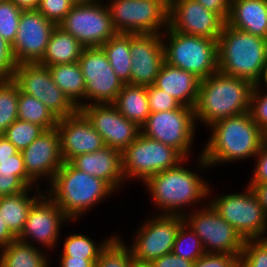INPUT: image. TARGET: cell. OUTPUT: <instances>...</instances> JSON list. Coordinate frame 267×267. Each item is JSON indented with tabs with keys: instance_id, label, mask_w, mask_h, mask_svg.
<instances>
[{
	"instance_id": "cell-1",
	"label": "cell",
	"mask_w": 267,
	"mask_h": 267,
	"mask_svg": "<svg viewBox=\"0 0 267 267\" xmlns=\"http://www.w3.org/2000/svg\"><path fill=\"white\" fill-rule=\"evenodd\" d=\"M209 127L211 136L198 159L201 169L254 158L267 137L253 121L250 111L218 120Z\"/></svg>"
},
{
	"instance_id": "cell-2",
	"label": "cell",
	"mask_w": 267,
	"mask_h": 267,
	"mask_svg": "<svg viewBox=\"0 0 267 267\" xmlns=\"http://www.w3.org/2000/svg\"><path fill=\"white\" fill-rule=\"evenodd\" d=\"M254 85L220 71L200 80L194 107L195 121L208 127L218 120L250 111Z\"/></svg>"
},
{
	"instance_id": "cell-3",
	"label": "cell",
	"mask_w": 267,
	"mask_h": 267,
	"mask_svg": "<svg viewBox=\"0 0 267 267\" xmlns=\"http://www.w3.org/2000/svg\"><path fill=\"white\" fill-rule=\"evenodd\" d=\"M218 71L262 84L267 70V39L225 23L217 40Z\"/></svg>"
},
{
	"instance_id": "cell-4",
	"label": "cell",
	"mask_w": 267,
	"mask_h": 267,
	"mask_svg": "<svg viewBox=\"0 0 267 267\" xmlns=\"http://www.w3.org/2000/svg\"><path fill=\"white\" fill-rule=\"evenodd\" d=\"M177 166L158 172L144 182L161 215L184 216L183 209L200 203L210 194V185L195 171ZM195 202V203H194ZM188 205V206H187ZM164 209V210H163ZM182 210V211H181Z\"/></svg>"
},
{
	"instance_id": "cell-5",
	"label": "cell",
	"mask_w": 267,
	"mask_h": 267,
	"mask_svg": "<svg viewBox=\"0 0 267 267\" xmlns=\"http://www.w3.org/2000/svg\"><path fill=\"white\" fill-rule=\"evenodd\" d=\"M49 186L45 193L72 222L114 192L104 180L76 169L69 162L62 164Z\"/></svg>"
},
{
	"instance_id": "cell-6",
	"label": "cell",
	"mask_w": 267,
	"mask_h": 267,
	"mask_svg": "<svg viewBox=\"0 0 267 267\" xmlns=\"http://www.w3.org/2000/svg\"><path fill=\"white\" fill-rule=\"evenodd\" d=\"M162 33L165 62L187 72L200 80L218 71L217 40L175 32L169 27Z\"/></svg>"
},
{
	"instance_id": "cell-7",
	"label": "cell",
	"mask_w": 267,
	"mask_h": 267,
	"mask_svg": "<svg viewBox=\"0 0 267 267\" xmlns=\"http://www.w3.org/2000/svg\"><path fill=\"white\" fill-rule=\"evenodd\" d=\"M109 1L108 9L117 33L165 34L163 29L168 27V0Z\"/></svg>"
},
{
	"instance_id": "cell-8",
	"label": "cell",
	"mask_w": 267,
	"mask_h": 267,
	"mask_svg": "<svg viewBox=\"0 0 267 267\" xmlns=\"http://www.w3.org/2000/svg\"><path fill=\"white\" fill-rule=\"evenodd\" d=\"M188 159L175 148L140 132L138 137L122 152L125 182L133 178L144 182L150 176L175 167L181 162L185 163Z\"/></svg>"
},
{
	"instance_id": "cell-9",
	"label": "cell",
	"mask_w": 267,
	"mask_h": 267,
	"mask_svg": "<svg viewBox=\"0 0 267 267\" xmlns=\"http://www.w3.org/2000/svg\"><path fill=\"white\" fill-rule=\"evenodd\" d=\"M209 204L244 240L260 239L267 234V214L253 189L247 185L245 192L221 195L210 199Z\"/></svg>"
},
{
	"instance_id": "cell-10",
	"label": "cell",
	"mask_w": 267,
	"mask_h": 267,
	"mask_svg": "<svg viewBox=\"0 0 267 267\" xmlns=\"http://www.w3.org/2000/svg\"><path fill=\"white\" fill-rule=\"evenodd\" d=\"M57 26L73 35L84 47H100L117 34L108 5L100 0L74 4Z\"/></svg>"
},
{
	"instance_id": "cell-11",
	"label": "cell",
	"mask_w": 267,
	"mask_h": 267,
	"mask_svg": "<svg viewBox=\"0 0 267 267\" xmlns=\"http://www.w3.org/2000/svg\"><path fill=\"white\" fill-rule=\"evenodd\" d=\"M204 207L185 211L184 221L199 236L205 253L239 255L245 240L208 202Z\"/></svg>"
},
{
	"instance_id": "cell-12",
	"label": "cell",
	"mask_w": 267,
	"mask_h": 267,
	"mask_svg": "<svg viewBox=\"0 0 267 267\" xmlns=\"http://www.w3.org/2000/svg\"><path fill=\"white\" fill-rule=\"evenodd\" d=\"M196 121L194 108L181 106L178 109L150 113L141 133L178 150L188 158L193 146Z\"/></svg>"
},
{
	"instance_id": "cell-13",
	"label": "cell",
	"mask_w": 267,
	"mask_h": 267,
	"mask_svg": "<svg viewBox=\"0 0 267 267\" xmlns=\"http://www.w3.org/2000/svg\"><path fill=\"white\" fill-rule=\"evenodd\" d=\"M78 63L86 83L84 99L91 100L82 106L114 103L124 83L113 71L102 48L85 47Z\"/></svg>"
},
{
	"instance_id": "cell-14",
	"label": "cell",
	"mask_w": 267,
	"mask_h": 267,
	"mask_svg": "<svg viewBox=\"0 0 267 267\" xmlns=\"http://www.w3.org/2000/svg\"><path fill=\"white\" fill-rule=\"evenodd\" d=\"M13 81L19 91L39 99L58 118L74 114L78 108L54 83L48 67L37 63L17 64Z\"/></svg>"
},
{
	"instance_id": "cell-15",
	"label": "cell",
	"mask_w": 267,
	"mask_h": 267,
	"mask_svg": "<svg viewBox=\"0 0 267 267\" xmlns=\"http://www.w3.org/2000/svg\"><path fill=\"white\" fill-rule=\"evenodd\" d=\"M184 216L160 215L144 220L137 229L130 249L134 261L151 263L153 260L171 253Z\"/></svg>"
},
{
	"instance_id": "cell-16",
	"label": "cell",
	"mask_w": 267,
	"mask_h": 267,
	"mask_svg": "<svg viewBox=\"0 0 267 267\" xmlns=\"http://www.w3.org/2000/svg\"><path fill=\"white\" fill-rule=\"evenodd\" d=\"M225 23L195 0L169 1L168 27L175 32L218 40Z\"/></svg>"
},
{
	"instance_id": "cell-17",
	"label": "cell",
	"mask_w": 267,
	"mask_h": 267,
	"mask_svg": "<svg viewBox=\"0 0 267 267\" xmlns=\"http://www.w3.org/2000/svg\"><path fill=\"white\" fill-rule=\"evenodd\" d=\"M56 26L38 10H23L15 41L11 45L16 63H38Z\"/></svg>"
},
{
	"instance_id": "cell-18",
	"label": "cell",
	"mask_w": 267,
	"mask_h": 267,
	"mask_svg": "<svg viewBox=\"0 0 267 267\" xmlns=\"http://www.w3.org/2000/svg\"><path fill=\"white\" fill-rule=\"evenodd\" d=\"M71 221L48 195H41L31 206L26 223L17 240L30 244V239L37 241L49 250L59 240L61 225ZM29 238V239H28Z\"/></svg>"
},
{
	"instance_id": "cell-19",
	"label": "cell",
	"mask_w": 267,
	"mask_h": 267,
	"mask_svg": "<svg viewBox=\"0 0 267 267\" xmlns=\"http://www.w3.org/2000/svg\"><path fill=\"white\" fill-rule=\"evenodd\" d=\"M80 110L103 137L105 145L121 153L141 132V128L119 113L113 103L83 105Z\"/></svg>"
},
{
	"instance_id": "cell-20",
	"label": "cell",
	"mask_w": 267,
	"mask_h": 267,
	"mask_svg": "<svg viewBox=\"0 0 267 267\" xmlns=\"http://www.w3.org/2000/svg\"><path fill=\"white\" fill-rule=\"evenodd\" d=\"M27 175L39 186L45 178L51 183L64 163L57 128L45 130L28 147L21 151ZM41 177V178H39ZM39 179V180H38Z\"/></svg>"
},
{
	"instance_id": "cell-21",
	"label": "cell",
	"mask_w": 267,
	"mask_h": 267,
	"mask_svg": "<svg viewBox=\"0 0 267 267\" xmlns=\"http://www.w3.org/2000/svg\"><path fill=\"white\" fill-rule=\"evenodd\" d=\"M64 162L80 154L101 150L106 145L86 115L78 109L74 114L60 118L56 126Z\"/></svg>"
},
{
	"instance_id": "cell-22",
	"label": "cell",
	"mask_w": 267,
	"mask_h": 267,
	"mask_svg": "<svg viewBox=\"0 0 267 267\" xmlns=\"http://www.w3.org/2000/svg\"><path fill=\"white\" fill-rule=\"evenodd\" d=\"M131 76L130 84H154L165 61L162 34H130Z\"/></svg>"
},
{
	"instance_id": "cell-23",
	"label": "cell",
	"mask_w": 267,
	"mask_h": 267,
	"mask_svg": "<svg viewBox=\"0 0 267 267\" xmlns=\"http://www.w3.org/2000/svg\"><path fill=\"white\" fill-rule=\"evenodd\" d=\"M69 163L80 171L104 180L114 191L125 183L122 153L109 146L92 153L77 155Z\"/></svg>"
},
{
	"instance_id": "cell-24",
	"label": "cell",
	"mask_w": 267,
	"mask_h": 267,
	"mask_svg": "<svg viewBox=\"0 0 267 267\" xmlns=\"http://www.w3.org/2000/svg\"><path fill=\"white\" fill-rule=\"evenodd\" d=\"M200 79L193 73L174 67L165 61L160 67L154 86L171 94L182 106L194 108Z\"/></svg>"
},
{
	"instance_id": "cell-25",
	"label": "cell",
	"mask_w": 267,
	"mask_h": 267,
	"mask_svg": "<svg viewBox=\"0 0 267 267\" xmlns=\"http://www.w3.org/2000/svg\"><path fill=\"white\" fill-rule=\"evenodd\" d=\"M226 23L267 39V0H231Z\"/></svg>"
},
{
	"instance_id": "cell-26",
	"label": "cell",
	"mask_w": 267,
	"mask_h": 267,
	"mask_svg": "<svg viewBox=\"0 0 267 267\" xmlns=\"http://www.w3.org/2000/svg\"><path fill=\"white\" fill-rule=\"evenodd\" d=\"M84 46L70 33L56 26L46 46L42 59L37 63L44 67L79 61Z\"/></svg>"
},
{
	"instance_id": "cell-27",
	"label": "cell",
	"mask_w": 267,
	"mask_h": 267,
	"mask_svg": "<svg viewBox=\"0 0 267 267\" xmlns=\"http://www.w3.org/2000/svg\"><path fill=\"white\" fill-rule=\"evenodd\" d=\"M32 188L29 187L26 191L15 195L0 197V215L16 237L24 228L31 206L42 195L40 187H34L38 192L31 197L29 193L33 191Z\"/></svg>"
},
{
	"instance_id": "cell-28",
	"label": "cell",
	"mask_w": 267,
	"mask_h": 267,
	"mask_svg": "<svg viewBox=\"0 0 267 267\" xmlns=\"http://www.w3.org/2000/svg\"><path fill=\"white\" fill-rule=\"evenodd\" d=\"M125 118L142 127L150 115L147 87L124 84L113 103Z\"/></svg>"
},
{
	"instance_id": "cell-29",
	"label": "cell",
	"mask_w": 267,
	"mask_h": 267,
	"mask_svg": "<svg viewBox=\"0 0 267 267\" xmlns=\"http://www.w3.org/2000/svg\"><path fill=\"white\" fill-rule=\"evenodd\" d=\"M54 83L70 101L80 109L84 100L86 83L79 63L57 64L48 67ZM81 99L83 102H81Z\"/></svg>"
},
{
	"instance_id": "cell-30",
	"label": "cell",
	"mask_w": 267,
	"mask_h": 267,
	"mask_svg": "<svg viewBox=\"0 0 267 267\" xmlns=\"http://www.w3.org/2000/svg\"><path fill=\"white\" fill-rule=\"evenodd\" d=\"M0 267H48L49 258L32 243L19 240L0 250ZM45 254V255H44Z\"/></svg>"
},
{
	"instance_id": "cell-31",
	"label": "cell",
	"mask_w": 267,
	"mask_h": 267,
	"mask_svg": "<svg viewBox=\"0 0 267 267\" xmlns=\"http://www.w3.org/2000/svg\"><path fill=\"white\" fill-rule=\"evenodd\" d=\"M100 47L106 54L117 77L121 79L124 84H130V34L117 33Z\"/></svg>"
},
{
	"instance_id": "cell-32",
	"label": "cell",
	"mask_w": 267,
	"mask_h": 267,
	"mask_svg": "<svg viewBox=\"0 0 267 267\" xmlns=\"http://www.w3.org/2000/svg\"><path fill=\"white\" fill-rule=\"evenodd\" d=\"M18 119L37 124L45 130L56 128L59 120L39 99L20 91Z\"/></svg>"
},
{
	"instance_id": "cell-33",
	"label": "cell",
	"mask_w": 267,
	"mask_h": 267,
	"mask_svg": "<svg viewBox=\"0 0 267 267\" xmlns=\"http://www.w3.org/2000/svg\"><path fill=\"white\" fill-rule=\"evenodd\" d=\"M19 87L11 80L0 82V135L18 119Z\"/></svg>"
},
{
	"instance_id": "cell-34",
	"label": "cell",
	"mask_w": 267,
	"mask_h": 267,
	"mask_svg": "<svg viewBox=\"0 0 267 267\" xmlns=\"http://www.w3.org/2000/svg\"><path fill=\"white\" fill-rule=\"evenodd\" d=\"M110 236L101 244H96L93 240L84 234H72L65 238L63 245V252L60 256H70L73 258H87V259H98L101 250L106 244L114 237Z\"/></svg>"
},
{
	"instance_id": "cell-35",
	"label": "cell",
	"mask_w": 267,
	"mask_h": 267,
	"mask_svg": "<svg viewBox=\"0 0 267 267\" xmlns=\"http://www.w3.org/2000/svg\"><path fill=\"white\" fill-rule=\"evenodd\" d=\"M133 262L130 246L114 236L101 250L95 267H132Z\"/></svg>"
},
{
	"instance_id": "cell-36",
	"label": "cell",
	"mask_w": 267,
	"mask_h": 267,
	"mask_svg": "<svg viewBox=\"0 0 267 267\" xmlns=\"http://www.w3.org/2000/svg\"><path fill=\"white\" fill-rule=\"evenodd\" d=\"M172 252L194 262L205 254L199 236L186 222L178 230Z\"/></svg>"
},
{
	"instance_id": "cell-37",
	"label": "cell",
	"mask_w": 267,
	"mask_h": 267,
	"mask_svg": "<svg viewBox=\"0 0 267 267\" xmlns=\"http://www.w3.org/2000/svg\"><path fill=\"white\" fill-rule=\"evenodd\" d=\"M44 131L45 129L37 124L17 119L3 135L21 152Z\"/></svg>"
},
{
	"instance_id": "cell-38",
	"label": "cell",
	"mask_w": 267,
	"mask_h": 267,
	"mask_svg": "<svg viewBox=\"0 0 267 267\" xmlns=\"http://www.w3.org/2000/svg\"><path fill=\"white\" fill-rule=\"evenodd\" d=\"M239 267H267V238L245 240Z\"/></svg>"
},
{
	"instance_id": "cell-39",
	"label": "cell",
	"mask_w": 267,
	"mask_h": 267,
	"mask_svg": "<svg viewBox=\"0 0 267 267\" xmlns=\"http://www.w3.org/2000/svg\"><path fill=\"white\" fill-rule=\"evenodd\" d=\"M22 10L11 0L0 2V36L11 45L15 41Z\"/></svg>"
},
{
	"instance_id": "cell-40",
	"label": "cell",
	"mask_w": 267,
	"mask_h": 267,
	"mask_svg": "<svg viewBox=\"0 0 267 267\" xmlns=\"http://www.w3.org/2000/svg\"><path fill=\"white\" fill-rule=\"evenodd\" d=\"M263 86L267 87V85ZM263 86L258 84L253 87L250 101V113L253 121L267 135V92L266 94L261 93Z\"/></svg>"
},
{
	"instance_id": "cell-41",
	"label": "cell",
	"mask_w": 267,
	"mask_h": 267,
	"mask_svg": "<svg viewBox=\"0 0 267 267\" xmlns=\"http://www.w3.org/2000/svg\"><path fill=\"white\" fill-rule=\"evenodd\" d=\"M147 100L150 113L174 110L182 106L171 94H167L153 84L147 86Z\"/></svg>"
},
{
	"instance_id": "cell-42",
	"label": "cell",
	"mask_w": 267,
	"mask_h": 267,
	"mask_svg": "<svg viewBox=\"0 0 267 267\" xmlns=\"http://www.w3.org/2000/svg\"><path fill=\"white\" fill-rule=\"evenodd\" d=\"M74 4L72 0H40L37 10L49 21L58 25Z\"/></svg>"
},
{
	"instance_id": "cell-43",
	"label": "cell",
	"mask_w": 267,
	"mask_h": 267,
	"mask_svg": "<svg viewBox=\"0 0 267 267\" xmlns=\"http://www.w3.org/2000/svg\"><path fill=\"white\" fill-rule=\"evenodd\" d=\"M193 267H239V255L205 253Z\"/></svg>"
},
{
	"instance_id": "cell-44",
	"label": "cell",
	"mask_w": 267,
	"mask_h": 267,
	"mask_svg": "<svg viewBox=\"0 0 267 267\" xmlns=\"http://www.w3.org/2000/svg\"><path fill=\"white\" fill-rule=\"evenodd\" d=\"M16 67L11 44L0 36V82L11 80Z\"/></svg>"
},
{
	"instance_id": "cell-45",
	"label": "cell",
	"mask_w": 267,
	"mask_h": 267,
	"mask_svg": "<svg viewBox=\"0 0 267 267\" xmlns=\"http://www.w3.org/2000/svg\"><path fill=\"white\" fill-rule=\"evenodd\" d=\"M0 170L15 171L17 176L28 188L34 184L38 186L26 173L21 152L11 156V159L0 160Z\"/></svg>"
},
{
	"instance_id": "cell-46",
	"label": "cell",
	"mask_w": 267,
	"mask_h": 267,
	"mask_svg": "<svg viewBox=\"0 0 267 267\" xmlns=\"http://www.w3.org/2000/svg\"><path fill=\"white\" fill-rule=\"evenodd\" d=\"M28 187L15 176V171L0 170V197L24 192Z\"/></svg>"
},
{
	"instance_id": "cell-47",
	"label": "cell",
	"mask_w": 267,
	"mask_h": 267,
	"mask_svg": "<svg viewBox=\"0 0 267 267\" xmlns=\"http://www.w3.org/2000/svg\"><path fill=\"white\" fill-rule=\"evenodd\" d=\"M254 158L257 161L249 183H265L267 182V137Z\"/></svg>"
},
{
	"instance_id": "cell-48",
	"label": "cell",
	"mask_w": 267,
	"mask_h": 267,
	"mask_svg": "<svg viewBox=\"0 0 267 267\" xmlns=\"http://www.w3.org/2000/svg\"><path fill=\"white\" fill-rule=\"evenodd\" d=\"M153 267H193L194 261H190L173 252L163 255L150 263Z\"/></svg>"
},
{
	"instance_id": "cell-49",
	"label": "cell",
	"mask_w": 267,
	"mask_h": 267,
	"mask_svg": "<svg viewBox=\"0 0 267 267\" xmlns=\"http://www.w3.org/2000/svg\"><path fill=\"white\" fill-rule=\"evenodd\" d=\"M207 10L217 13L225 22L230 13L231 0H195Z\"/></svg>"
},
{
	"instance_id": "cell-50",
	"label": "cell",
	"mask_w": 267,
	"mask_h": 267,
	"mask_svg": "<svg viewBox=\"0 0 267 267\" xmlns=\"http://www.w3.org/2000/svg\"><path fill=\"white\" fill-rule=\"evenodd\" d=\"M60 267H95L98 259L73 258L70 256H61L58 258Z\"/></svg>"
},
{
	"instance_id": "cell-51",
	"label": "cell",
	"mask_w": 267,
	"mask_h": 267,
	"mask_svg": "<svg viewBox=\"0 0 267 267\" xmlns=\"http://www.w3.org/2000/svg\"><path fill=\"white\" fill-rule=\"evenodd\" d=\"M19 150L4 136L0 135V160L11 159Z\"/></svg>"
},
{
	"instance_id": "cell-52",
	"label": "cell",
	"mask_w": 267,
	"mask_h": 267,
	"mask_svg": "<svg viewBox=\"0 0 267 267\" xmlns=\"http://www.w3.org/2000/svg\"><path fill=\"white\" fill-rule=\"evenodd\" d=\"M15 240H17V237L9 230L7 224L4 223L0 215V250Z\"/></svg>"
},
{
	"instance_id": "cell-53",
	"label": "cell",
	"mask_w": 267,
	"mask_h": 267,
	"mask_svg": "<svg viewBox=\"0 0 267 267\" xmlns=\"http://www.w3.org/2000/svg\"><path fill=\"white\" fill-rule=\"evenodd\" d=\"M256 196L259 199V203L263 206L265 213L267 214V182L265 183H249Z\"/></svg>"
},
{
	"instance_id": "cell-54",
	"label": "cell",
	"mask_w": 267,
	"mask_h": 267,
	"mask_svg": "<svg viewBox=\"0 0 267 267\" xmlns=\"http://www.w3.org/2000/svg\"><path fill=\"white\" fill-rule=\"evenodd\" d=\"M22 11L23 10H37L40 0H11Z\"/></svg>"
},
{
	"instance_id": "cell-55",
	"label": "cell",
	"mask_w": 267,
	"mask_h": 267,
	"mask_svg": "<svg viewBox=\"0 0 267 267\" xmlns=\"http://www.w3.org/2000/svg\"><path fill=\"white\" fill-rule=\"evenodd\" d=\"M132 267H153L150 263H141L134 261Z\"/></svg>"
},
{
	"instance_id": "cell-56",
	"label": "cell",
	"mask_w": 267,
	"mask_h": 267,
	"mask_svg": "<svg viewBox=\"0 0 267 267\" xmlns=\"http://www.w3.org/2000/svg\"><path fill=\"white\" fill-rule=\"evenodd\" d=\"M72 1L76 4V3H86L91 0H72Z\"/></svg>"
},
{
	"instance_id": "cell-57",
	"label": "cell",
	"mask_w": 267,
	"mask_h": 267,
	"mask_svg": "<svg viewBox=\"0 0 267 267\" xmlns=\"http://www.w3.org/2000/svg\"><path fill=\"white\" fill-rule=\"evenodd\" d=\"M263 84L267 85V70H266V74H265L264 80L262 81V85Z\"/></svg>"
}]
</instances>
